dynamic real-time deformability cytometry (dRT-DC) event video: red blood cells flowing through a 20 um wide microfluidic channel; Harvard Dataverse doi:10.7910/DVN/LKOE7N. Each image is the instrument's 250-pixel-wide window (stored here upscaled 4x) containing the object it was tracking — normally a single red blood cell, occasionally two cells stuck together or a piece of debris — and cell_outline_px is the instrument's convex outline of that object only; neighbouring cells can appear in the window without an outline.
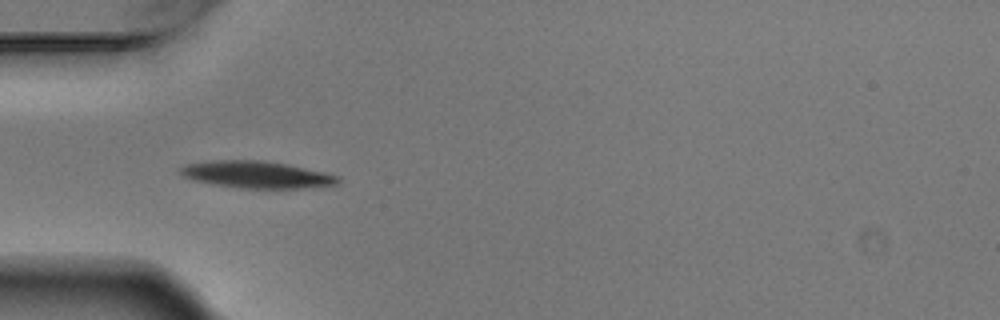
{"species": "Egyptian fruit bat (a non-hibernating species)", "species_latin": "Rousettus aegyptiacus", "temperature_condition": "warm", "stored_images_in_passage": 5, "camera_frame_rate_fps": 3000, "um_per_image_px": 0.085, "animal": {"sex": "male"}, "frame": {"image": 1, "passage_image": 4, "time_ms": 1.0, "image_size_px": [1000, 320], "cell_outline_px": [[340, 184], [312, 188], [244, 188], [212, 184], [192, 180], [184, 176], [180, 172], [180, 168], [184, 164], [212, 160], [256, 160], [284, 164], [324, 172], [336, 176], [340, 180]], "centroid_in_image_um": [21.8, 14.85], "position_along_channel_um": 63.2, "area_um2": 24.62}}
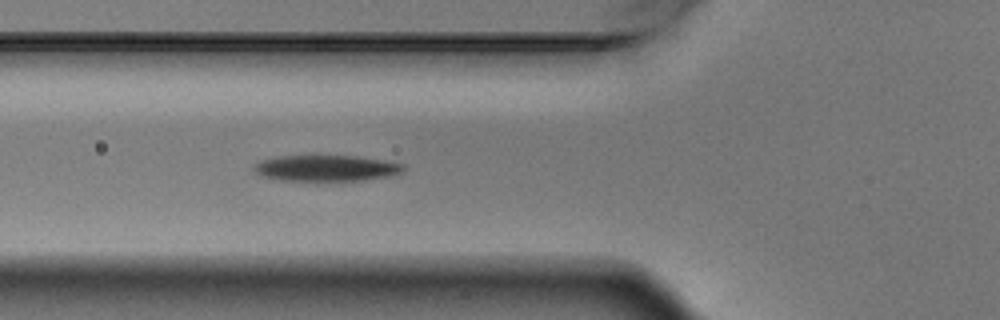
{"frame": {"image": 2, "passage_image": 5, "time_ms": 1.333, "image_size_px": [1000, 320], "cell_outline_px": [[404, 172], [392, 176], [364, 180], [316, 184], [280, 180], [260, 176], [252, 168], [252, 164], [264, 160], [280, 156], [356, 156], [404, 164]], "centroid_in_image_um": [27.7, 14.35], "position_along_channel_um": 98.1, "area_um2": 23.76}}